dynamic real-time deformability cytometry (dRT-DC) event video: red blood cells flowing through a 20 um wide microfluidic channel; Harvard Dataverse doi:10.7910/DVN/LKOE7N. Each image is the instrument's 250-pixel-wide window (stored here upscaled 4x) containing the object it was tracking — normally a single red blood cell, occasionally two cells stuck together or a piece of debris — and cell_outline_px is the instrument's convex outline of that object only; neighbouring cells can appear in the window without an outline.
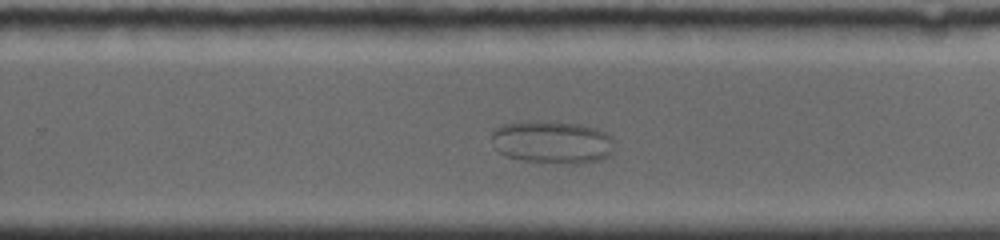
{"species": "common noctule bat (a hibernating species)", "species_latin": "Nyctalus noctula", "temperature_condition": "room temperature", "stored_images_in_passage": 41, "camera_frame_rate_fps": 4000, "um_per_image_px": 0.085, "animal": {"sex": "female", "body_mass_g": 19.0, "forearm_length_mm": 56.7}, "frame": {"image": 1, "passage_image": 25, "time_ms": 8.75, "image_size_px": [1000, 240], "cell_outline_px": [[612, 152], [608, 156], [600, 160], [572, 164], [568, 164], [524, 160], [504, 156], [496, 148], [492, 136], [492, 132], [496, 128], [504, 124], [528, 120], [580, 124], [596, 128], [604, 132], [612, 140]], "centroid_in_image_um": [46.92, 12.08], "position_along_channel_um": 282.9, "area_um2": 30.35}}